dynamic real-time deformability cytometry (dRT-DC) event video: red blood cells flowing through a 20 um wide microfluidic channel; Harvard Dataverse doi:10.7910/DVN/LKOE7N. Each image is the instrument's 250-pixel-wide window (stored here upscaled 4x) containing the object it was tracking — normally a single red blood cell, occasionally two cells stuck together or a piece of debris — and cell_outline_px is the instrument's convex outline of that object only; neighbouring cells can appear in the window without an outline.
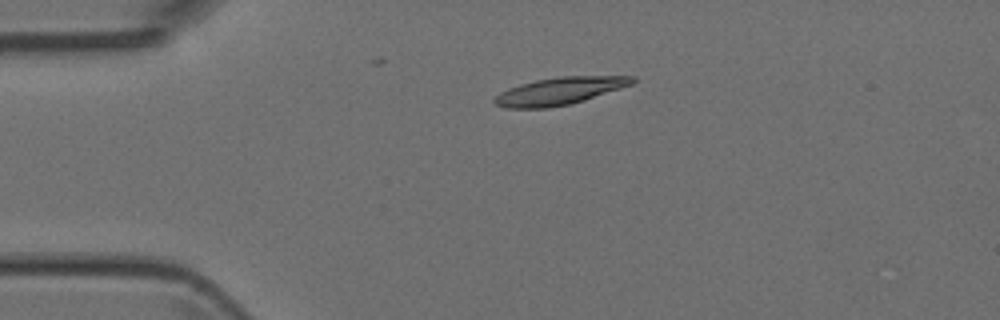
{"species": "Egyptian fruit bat (a non-hibernating species)", "species_latin": "Rousettus aegyptiacus", "temperature_condition": "room temperature", "stored_images_in_passage": 4, "camera_frame_rate_fps": 3000, "um_per_image_px": 0.085, "animal": {"sex": "female"}, "frame": {"image": 1, "passage_image": 3, "time_ms": 2.667, "image_size_px": [1000, 320], "cell_outline_px": [[636, 80], [632, 84], [572, 104], [548, 108], [508, 108], [496, 104], [492, 100], [500, 92], [508, 88], [520, 84], [536, 80], [560, 76], [636, 76]], "centroid_in_image_um": [47.55, 7.73], "position_along_channel_um": 37.4, "area_um2": 21.91}}